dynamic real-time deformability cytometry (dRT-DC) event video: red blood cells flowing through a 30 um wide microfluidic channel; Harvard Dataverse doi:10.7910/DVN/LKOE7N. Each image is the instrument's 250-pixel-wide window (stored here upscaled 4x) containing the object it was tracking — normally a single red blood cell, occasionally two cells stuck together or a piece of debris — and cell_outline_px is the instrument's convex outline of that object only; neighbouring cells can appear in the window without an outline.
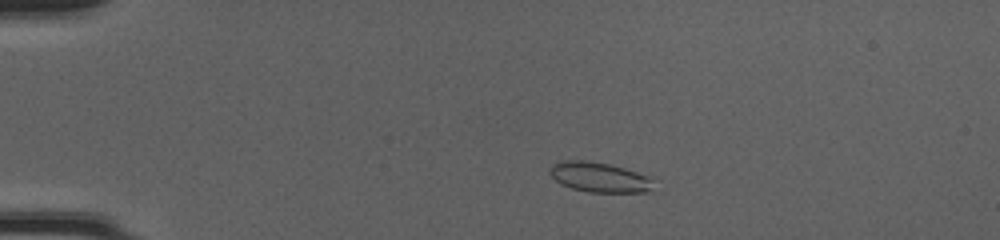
{"species": "common noctule bat (a hibernating species)", "species_latin": "Nyctalus noctula", "temperature_condition": "cold", "stored_images_in_passage": 46, "camera_frame_rate_fps": 3000, "um_per_image_px": 0.085, "animal": {"sex": "female", "body_mass_g": 20.0, "forearm_length_mm": 54.0}, "frame": {"image": 1, "passage_image": 7, "time_ms": 2.0, "image_size_px": [1000, 240], "cell_outline_px": [[652, 188], [648, 192], [588, 192], [572, 188], [560, 184], [548, 172], [552, 164], [560, 160], [584, 160], [608, 164], [624, 168], [648, 176], [652, 180]], "centroid_in_image_um": [50.9, 15.06], "position_along_channel_um": 34.1, "area_um2": 18.03}}
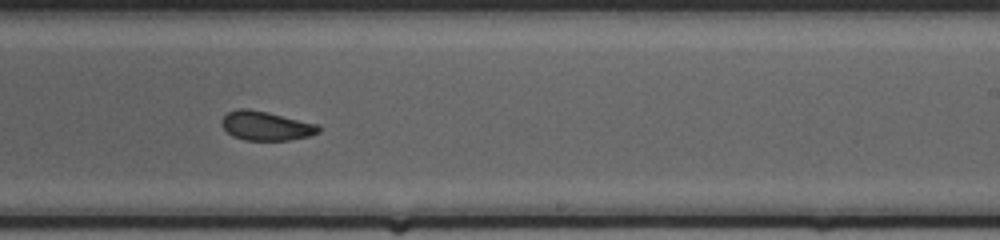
{"frame": {"image": 2, "passage_image": 28, "time_ms": 9.0, "image_size_px": [1000, 240], "cell_outline_px": [[320, 132], [308, 136], [288, 140], [244, 140], [232, 136], [220, 124], [220, 120], [228, 112], [240, 108], [248, 108], [268, 112], [320, 124]], "centroid_in_image_um": [22.61, 10.69], "position_along_channel_um": 266.4, "area_um2": 16.59}}
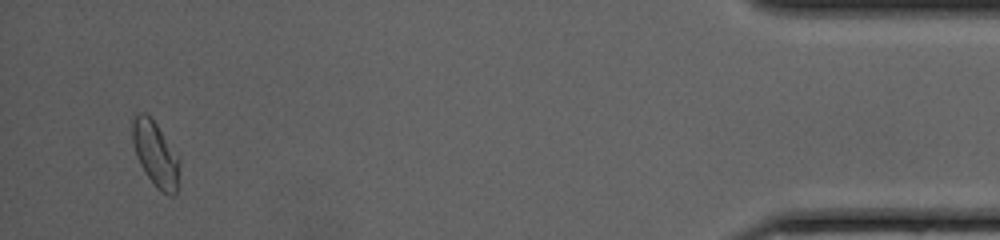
{"frame": {"image": 3, "passage_image": 44, "time_ms": 14.333, "image_size_px": [1000, 240], "cell_outline_px": [[180, 160], [176, 196], [168, 196], [160, 192], [156, 188], [140, 164], [136, 156], [132, 140], [132, 120], [140, 112], [144, 112], [156, 124]], "centroid_in_image_um": [13.22, 13.15], "position_along_channel_um": 422.0, "area_um2": 17.63}, "authors_computed_cell_mechanics": {"area_um2": 17.051, "velocity_mm_per_s": 4.2417, "shape_relaxation_time_tau1_ms": 4.9109, "shape_relaxation_time_tau2_ms": 1.5149, "deformation_change_tau1": 0.1204, "deformation_change_tau2": 0.0773}}